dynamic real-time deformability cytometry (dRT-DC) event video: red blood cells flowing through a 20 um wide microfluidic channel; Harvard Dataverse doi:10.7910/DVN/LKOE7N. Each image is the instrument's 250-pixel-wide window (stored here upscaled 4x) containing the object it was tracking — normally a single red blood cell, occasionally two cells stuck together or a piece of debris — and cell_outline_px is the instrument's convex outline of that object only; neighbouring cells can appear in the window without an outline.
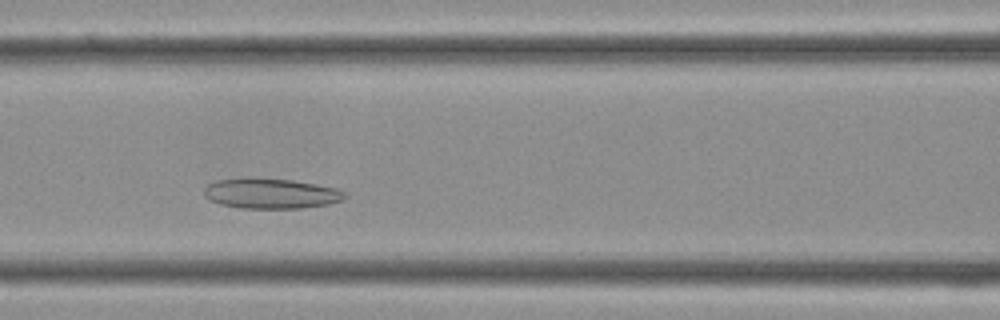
{"species": "Egyptian fruit bat (a non-hibernating species)", "species_latin": "Rousettus aegyptiacus", "temperature_condition": "cold", "stored_images_in_passage": 30, "camera_frame_rate_fps": 3000, "um_per_image_px": 0.085, "frame": {"image": 1, "passage_image": 9, "time_ms": 2.667, "image_size_px": [1000, 320], "cell_outline_px": [[348, 196], [344, 200], [328, 204], [304, 208], [240, 208], [220, 204], [208, 200], [204, 196], [204, 188], [208, 184], [216, 180], [244, 176], [248, 176], [292, 180], [340, 188], [348, 192]], "centroid_in_image_um": [23.04, 16.42], "position_along_channel_um": 143.6, "area_um2": 25.61}}
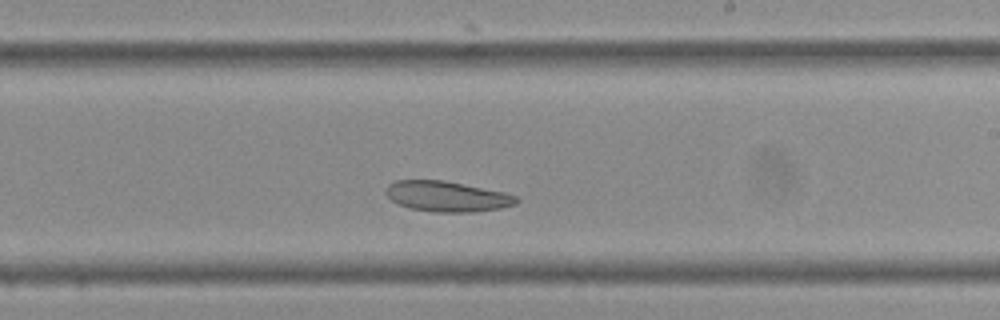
{"frame": {"image": 2, "passage_image": 15, "time_ms": 4.667, "image_size_px": [1000, 320], "cell_outline_px": [[520, 200], [516, 204], [500, 208], [476, 212], [432, 212], [408, 208], [396, 204], [384, 192], [388, 184], [396, 180], [444, 180], [504, 192], [520, 196]], "centroid_in_image_um": [38.0, 16.7], "position_along_channel_um": 251.0, "area_um2": 23.47}}
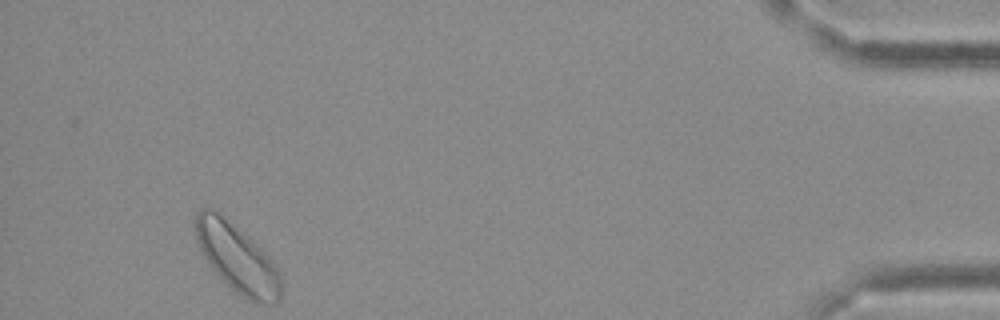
{"frame": {"image": 3, "passage_image": 28, "time_ms": 9.0, "image_size_px": [1000, 320], "cell_outline_px": [[280, 300], [276, 304], [252, 304], [232, 288], [208, 264], [196, 240], [192, 228], [196, 212], [200, 208], [212, 208], [248, 236], [268, 256], [280, 272]], "centroid_in_image_um": [20.13, 21.95], "position_along_channel_um": 415.1, "area_um2": 34.04}}